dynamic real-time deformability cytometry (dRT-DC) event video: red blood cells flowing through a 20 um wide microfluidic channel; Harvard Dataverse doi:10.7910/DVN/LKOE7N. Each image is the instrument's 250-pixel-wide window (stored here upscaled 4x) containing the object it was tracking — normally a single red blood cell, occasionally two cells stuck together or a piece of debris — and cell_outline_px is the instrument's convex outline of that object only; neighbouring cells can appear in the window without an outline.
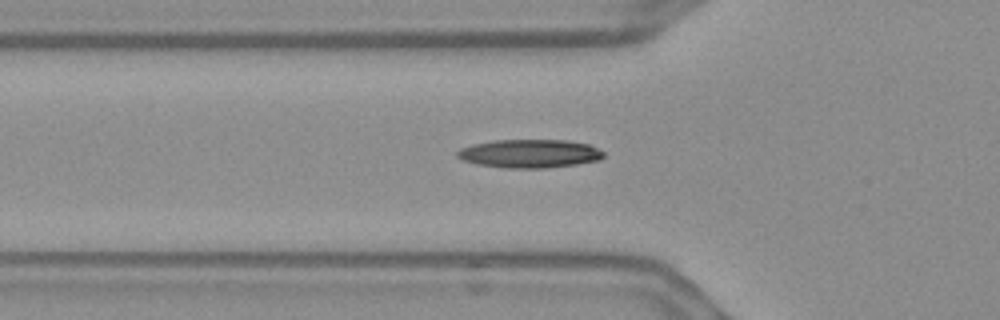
{"species": "Egyptian fruit bat (a non-hibernating species)", "species_latin": "Rousettus aegyptiacus", "temperature_condition": "warm", "stored_images_in_passage": 37, "camera_frame_rate_fps": 3000, "um_per_image_px": 0.085, "frame": {"image": 1, "passage_image": 5, "time_ms": 1.333, "image_size_px": [1000, 320], "cell_outline_px": [[604, 156], [600, 160], [576, 164], [544, 168], [504, 168], [476, 164], [464, 160], [456, 156], [456, 152], [460, 148], [472, 144], [492, 140], [568, 140], [588, 144], [604, 152]], "centroid_in_image_um": [44.99, 13.05], "position_along_channel_um": 80.8, "area_um2": 24.33}}
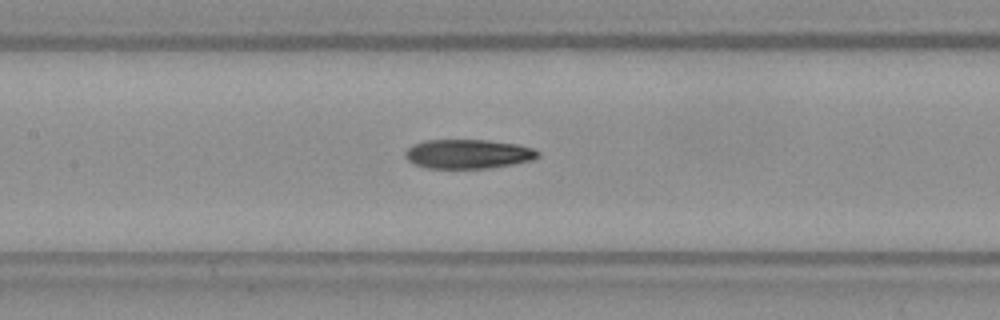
{"frame": {"image": 2, "passage_image": 12, "time_ms": 3.667, "image_size_px": [1000, 320], "cell_outline_px": [[540, 156], [536, 160], [488, 168], [424, 168], [408, 160], [404, 156], [404, 152], [412, 144], [424, 140], [488, 140], [520, 144], [532, 148], [540, 152]], "centroid_in_image_um": [39.81, 13.08], "position_along_channel_um": 167.6, "area_um2": 22.89}}
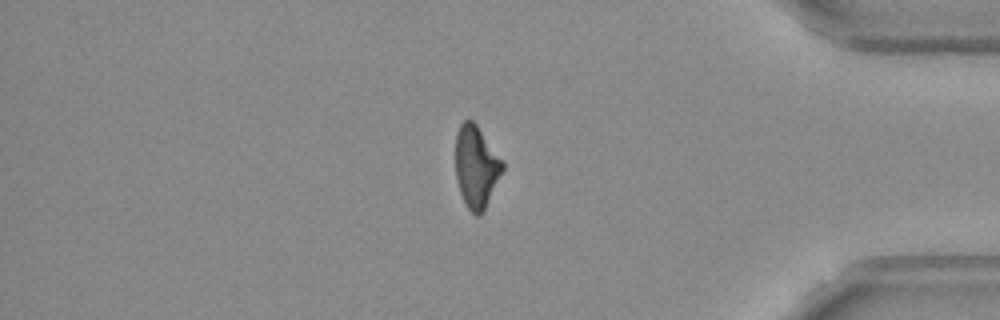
{"frame": {"image": 3, "passage_image": 33, "time_ms": 10.667, "image_size_px": [1000, 320], "cell_outline_px": [[504, 168], [484, 212], [480, 216], [476, 216], [468, 208], [460, 192], [456, 180], [456, 132], [460, 124], [464, 120], [472, 120], [476, 124], [504, 164]], "centroid_in_image_um": [40.47, 14.2], "position_along_channel_um": 394.7, "area_um2": 22.25}}